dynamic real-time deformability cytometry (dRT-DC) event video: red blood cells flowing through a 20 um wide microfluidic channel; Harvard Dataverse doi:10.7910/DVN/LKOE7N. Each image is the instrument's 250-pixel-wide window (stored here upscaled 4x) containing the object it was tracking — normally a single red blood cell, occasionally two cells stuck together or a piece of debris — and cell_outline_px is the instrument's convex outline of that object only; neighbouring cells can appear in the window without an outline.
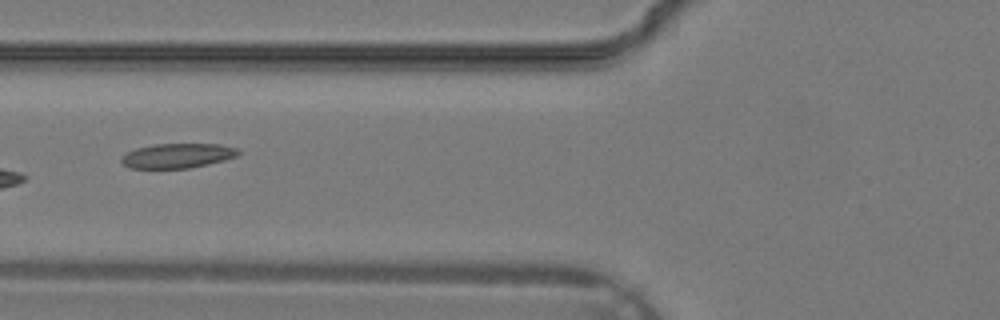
{"species": "common noctule bat (a hibernating species)", "species_latin": "Nyctalus noctula", "temperature_condition": "warm", "stored_images_in_passage": 6, "camera_frame_rate_fps": 3000, "um_per_image_px": 0.085, "animal": {"sex": "male", "body_mass_g": 19.2, "forearm_length_mm": 51.8}, "frame": {"image": 1, "passage_image": 3, "time_ms": 0.667, "image_size_px": [1000, 320], "cell_outline_px": [[240, 152], [236, 156], [224, 160], [208, 164], [188, 168], [128, 168], [120, 160], [128, 152], [136, 148], [156, 144], [220, 144], [236, 148]], "centroid_in_image_um": [15.09, 13.23], "position_along_channel_um": 110.7, "area_um2": 16.59}}